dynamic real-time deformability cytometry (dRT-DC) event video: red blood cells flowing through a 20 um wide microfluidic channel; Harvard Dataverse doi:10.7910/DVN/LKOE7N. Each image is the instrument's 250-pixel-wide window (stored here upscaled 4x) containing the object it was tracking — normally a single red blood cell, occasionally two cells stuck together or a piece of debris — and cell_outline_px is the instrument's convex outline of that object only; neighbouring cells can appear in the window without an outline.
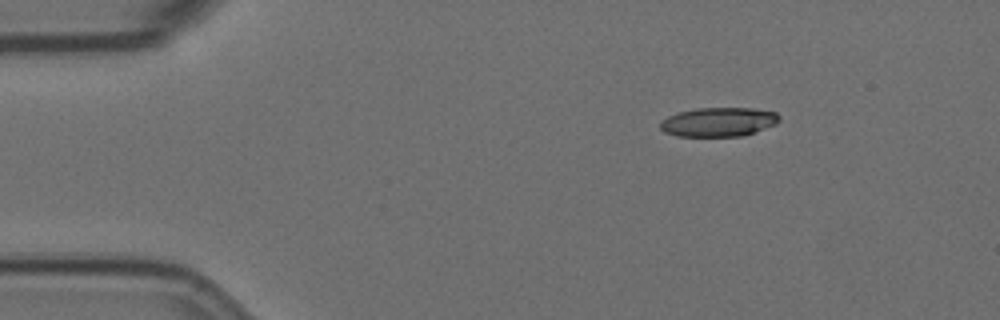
{"species": "Egyptian fruit bat (a non-hibernating species)", "species_latin": "Rousettus aegyptiacus", "temperature_condition": "room temperature", "stored_images_in_passage": 50, "camera_frame_rate_fps": 3000, "um_per_image_px": 0.085, "animal": {"sex": "female"}, "frame": {"image": 1, "passage_image": 1, "time_ms": 0.0, "image_size_px": [1000, 320], "cell_outline_px": [[780, 120], [776, 124], [744, 136], [676, 136], [664, 132], [660, 128], [660, 120], [668, 116], [680, 112], [696, 108], [752, 108], [776, 112], [780, 116]], "centroid_in_image_um": [61.08, 10.37], "position_along_channel_um": 23.9, "area_um2": 20.29}}
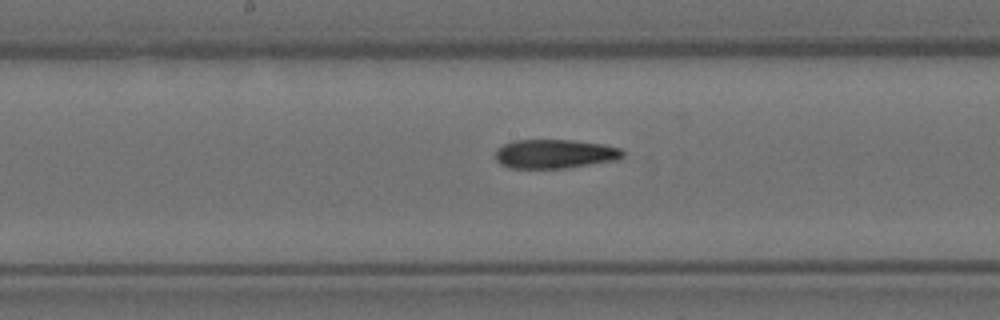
{"frame": {"image": 2, "passage_image": 22, "time_ms": 7.0, "image_size_px": [1000, 320], "cell_outline_px": [[624, 156], [616, 160], [568, 168], [508, 168], [500, 164], [496, 160], [496, 148], [504, 144], [516, 140], [572, 140], [604, 144], [620, 148], [624, 152]], "centroid_in_image_um": [47.16, 13.08], "position_along_channel_um": 201.0, "area_um2": 21.68}}
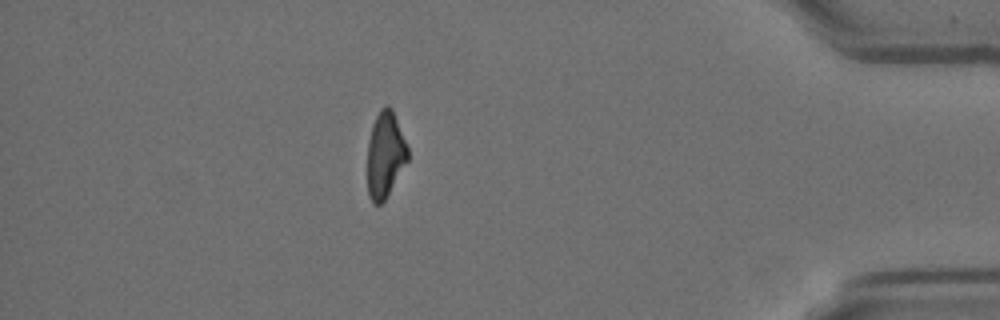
{"frame": {"image": 3, "passage_image": 43, "time_ms": 14.0, "image_size_px": [1000, 320], "cell_outline_px": [[408, 160], [384, 200], [380, 204], [372, 204], [368, 196], [368, 140], [372, 124], [380, 108], [388, 104], [392, 108], [408, 148]], "centroid_in_image_um": [32.73, 13.13], "position_along_channel_um": 402.5, "area_um2": 20.11}, "authors_computed_cell_mechanics": {"area_um2": 21.5594, "velocity_mm_per_s": 3.5127, "shape_relaxation_time_tau1_ms": null, "shape_relaxation_time_tau2_ms": 6.6944, "deformation_change_tau1": null, "deformation_change_tau2": 0.1744}}